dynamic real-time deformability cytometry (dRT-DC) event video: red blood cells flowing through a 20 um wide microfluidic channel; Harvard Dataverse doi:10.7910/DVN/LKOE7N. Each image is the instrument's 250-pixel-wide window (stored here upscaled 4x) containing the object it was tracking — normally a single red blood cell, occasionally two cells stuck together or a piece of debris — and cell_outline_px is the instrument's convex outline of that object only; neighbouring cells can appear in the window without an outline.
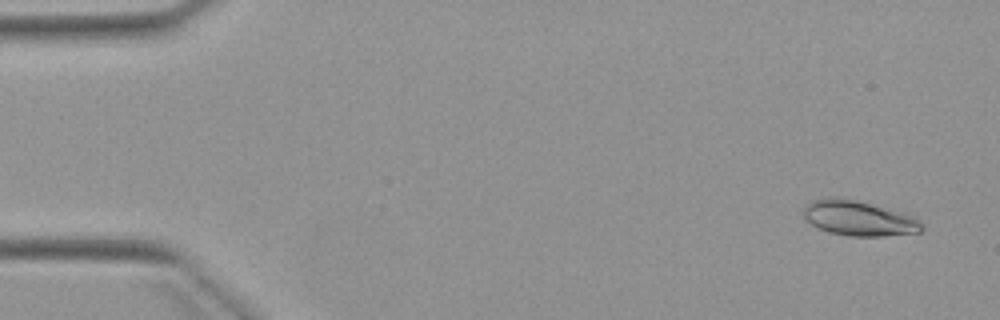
{"species": "Egyptian fruit bat (a non-hibernating species)", "species_latin": "Rousettus aegyptiacus", "temperature_condition": "warm", "stored_images_in_passage": 7, "camera_frame_rate_fps": 3000, "um_per_image_px": 0.085, "animal": {"sex": "female"}, "frame": {"image": 1, "passage_image": 1, "time_ms": 0.0, "image_size_px": [1000, 320], "cell_outline_px": [[924, 228], [920, 232], [884, 236], [852, 236], [828, 232], [812, 224], [804, 216], [804, 208], [812, 200], [856, 200], [904, 212], [924, 224]], "centroid_in_image_um": [73.08, 18.59], "position_along_channel_um": 11.9, "area_um2": 23.41}}
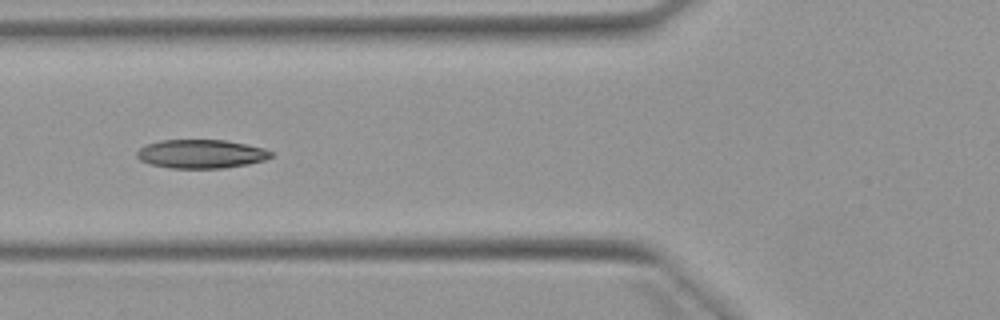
{"frame": {"image": 2, "passage_image": 5, "time_ms": 5.667, "image_size_px": [1000, 320], "cell_outline_px": [[272, 156], [264, 160], [248, 164], [224, 168], [172, 168], [148, 164], [140, 160], [136, 156], [136, 152], [144, 144], [160, 140], [224, 140], [264, 148], [272, 152]], "centroid_in_image_um": [17.04, 13.08], "position_along_channel_um": 108.8, "area_um2": 22.48}}
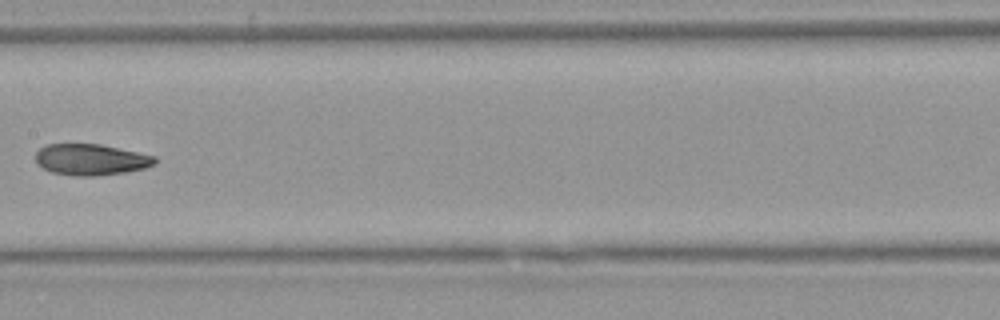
{"frame": {"image": 3, "passage_image": 7, "time_ms": 8.0, "image_size_px": [1000, 320], "cell_outline_px": [[156, 164], [144, 168], [128, 172], [92, 176], [76, 176], [52, 172], [36, 164], [36, 152], [44, 144], [100, 144], [156, 156]], "centroid_in_image_um": [7.73, 13.56], "position_along_channel_um": 199.7, "area_um2": 21.73}}